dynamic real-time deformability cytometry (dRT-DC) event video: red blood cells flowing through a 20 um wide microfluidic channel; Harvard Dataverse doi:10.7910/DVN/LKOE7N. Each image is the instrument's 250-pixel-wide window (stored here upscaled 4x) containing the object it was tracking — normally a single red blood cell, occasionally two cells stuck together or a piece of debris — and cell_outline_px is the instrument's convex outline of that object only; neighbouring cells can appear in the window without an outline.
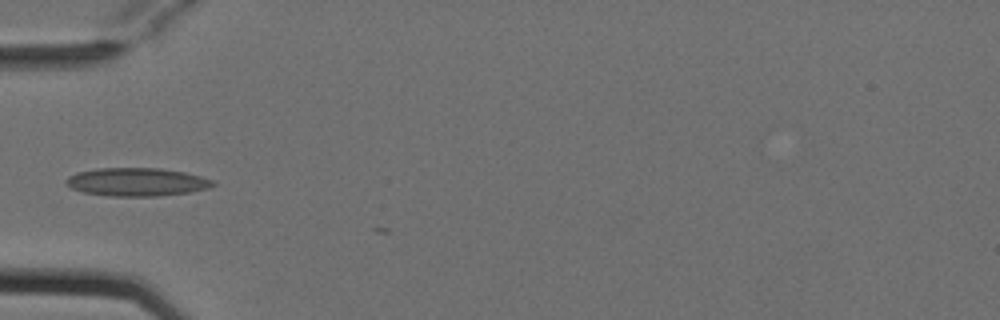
{"species": "Egyptian fruit bat (a non-hibernating species)", "species_latin": "Rousettus aegyptiacus", "temperature_condition": "cold", "stored_images_in_passage": 2, "camera_frame_rate_fps": 3000, "um_per_image_px": 0.085, "animal": {"sex": "female"}, "frame": {"image": 1, "passage_image": 1, "time_ms": 0.0, "image_size_px": [1000, 320], "cell_outline_px": [[216, 184], [208, 188], [188, 192], [156, 196], [108, 196], [84, 192], [72, 188], [64, 180], [68, 176], [76, 172], [96, 168], [160, 168], [184, 172], [200, 176], [212, 180]], "centroid_in_image_um": [11.6, 15.46], "position_along_channel_um": 73.4, "area_um2": 24.04}}
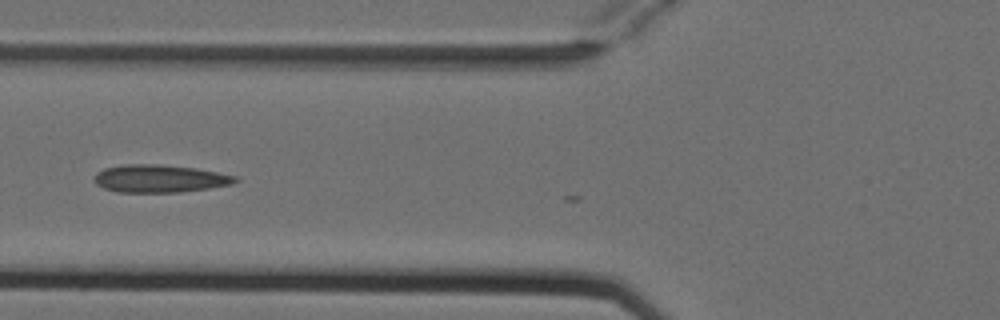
{"frame": {"image": 2, "passage_image": 2, "time_ms": 0.333, "image_size_px": [1000, 320], "cell_outline_px": [[240, 180], [232, 184], [208, 188], [180, 192], [116, 192], [104, 188], [96, 184], [92, 180], [96, 172], [104, 168], [124, 164], [160, 164], [196, 168], [236, 176]], "centroid_in_image_um": [13.53, 15.17], "position_along_channel_um": 112.3, "area_um2": 22.89}}